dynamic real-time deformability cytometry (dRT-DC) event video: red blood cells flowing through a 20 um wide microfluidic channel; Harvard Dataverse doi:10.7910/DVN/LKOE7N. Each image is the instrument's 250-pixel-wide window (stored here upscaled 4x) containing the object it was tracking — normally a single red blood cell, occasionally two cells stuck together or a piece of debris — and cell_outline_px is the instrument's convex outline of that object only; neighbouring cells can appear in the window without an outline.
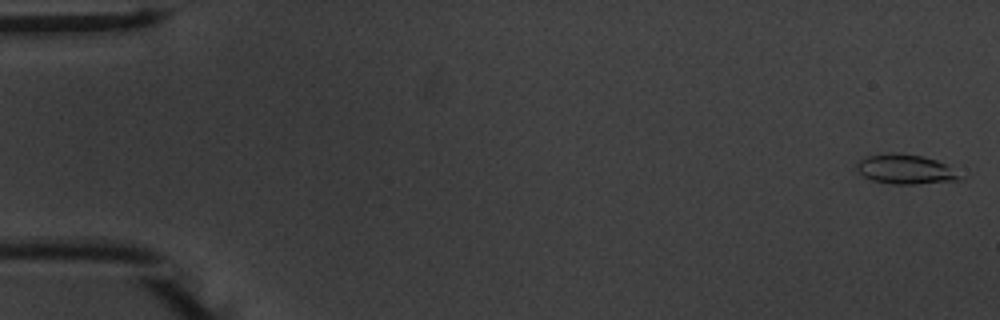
{"species": "common noctule bat (a hibernating species)", "species_latin": "Nyctalus noctula", "temperature_condition": "warm", "stored_images_in_passage": 54, "camera_frame_rate_fps": 3000, "um_per_image_px": 0.085, "animal": {"sex": "male", "body_mass_g": 20.1, "forearm_length_mm": 53.5}, "frame": {"image": 1, "passage_image": 1, "time_ms": 0.0, "image_size_px": [1000, 320], "cell_outline_px": [[964, 180], [916, 184], [892, 184], [872, 180], [864, 176], [856, 168], [856, 164], [860, 160], [868, 156], [888, 152], [896, 152], [924, 156], [936, 160], [944, 164], [964, 176]], "centroid_in_image_um": [77.0, 14.39], "position_along_channel_um": 8.0, "area_um2": 17.92}}
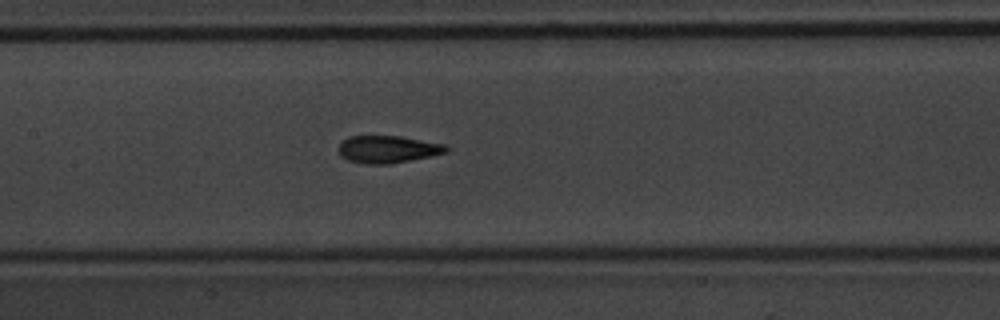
{"frame": {"image": 2, "passage_image": 26, "time_ms": 8.333, "image_size_px": [1000, 320], "cell_outline_px": [[452, 148], [448, 152], [432, 156], [392, 164], [364, 164], [348, 160], [340, 156], [340, 144], [348, 136], [400, 136], [444, 144]], "centroid_in_image_um": [33.01, 12.7], "position_along_channel_um": 174.4, "area_um2": 17.28}}
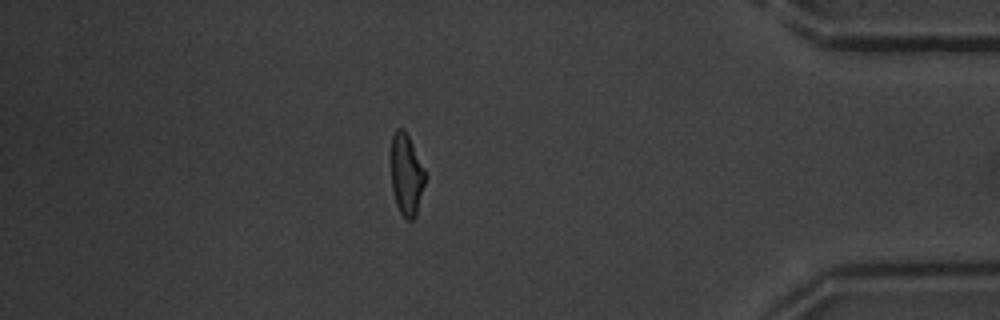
{"frame": {"image": 3, "passage_image": 47, "time_ms": 15.333, "image_size_px": [1000, 320], "cell_outline_px": [[428, 172], [416, 216], [412, 220], [408, 220], [400, 212], [396, 204], [392, 188], [392, 136], [396, 128], [404, 128]], "centroid_in_image_um": [34.59, 14.83], "position_along_channel_um": 400.6, "area_um2": 16.42}, "authors_computed_cell_mechanics": {"area_um2": 16.8198, "velocity_mm_per_s": 3.7559, "shape_relaxation_time_tau1_ms": 3.7911, "shape_relaxation_time_tau2_ms": 1.6751, "deformation_change_tau1": 0.1529, "deformation_change_tau2": 0.0683}}